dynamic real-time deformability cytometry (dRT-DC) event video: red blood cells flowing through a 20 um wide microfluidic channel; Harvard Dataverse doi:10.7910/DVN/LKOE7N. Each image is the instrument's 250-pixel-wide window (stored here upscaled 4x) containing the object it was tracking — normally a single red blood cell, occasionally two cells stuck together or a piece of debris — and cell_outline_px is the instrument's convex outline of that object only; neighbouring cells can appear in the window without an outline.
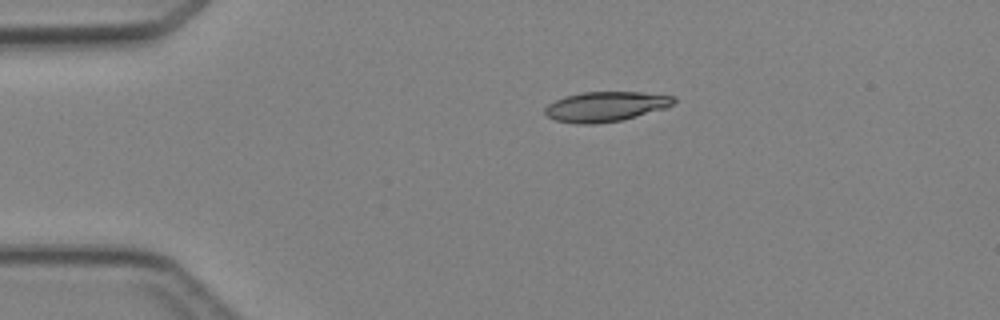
{"species": "Egyptian fruit bat (a non-hibernating species)", "species_latin": "Rousettus aegyptiacus", "temperature_condition": "cold", "stored_images_in_passage": 2, "camera_frame_rate_fps": 3000, "um_per_image_px": 0.085, "animal": {"sex": "female"}, "frame": {"image": 1, "passage_image": 1, "time_ms": 0.0, "image_size_px": [1000, 320], "cell_outline_px": [[676, 100], [672, 104], [664, 108], [624, 120], [596, 124], [576, 124], [556, 120], [548, 116], [544, 112], [544, 108], [548, 104], [564, 96], [580, 92], [640, 92], [676, 96]], "centroid_in_image_um": [51.47, 9.06], "position_along_channel_um": 33.5, "area_um2": 22.54}}